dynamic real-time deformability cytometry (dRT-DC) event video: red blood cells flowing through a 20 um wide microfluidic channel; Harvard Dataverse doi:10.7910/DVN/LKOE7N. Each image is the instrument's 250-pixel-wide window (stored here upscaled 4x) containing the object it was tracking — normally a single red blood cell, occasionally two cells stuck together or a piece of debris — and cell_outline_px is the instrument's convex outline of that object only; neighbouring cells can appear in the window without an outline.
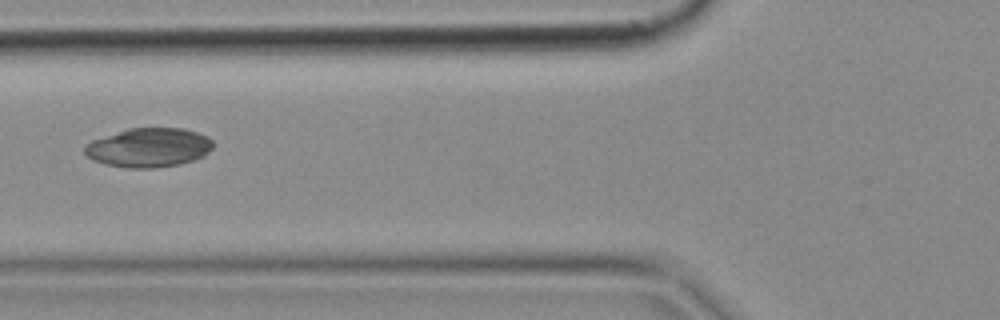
{"species": "common noctule bat (a hibernating species)", "species_latin": "Nyctalus noctula", "temperature_condition": "cold", "stored_images_in_passage": 6, "camera_frame_rate_fps": 3000, "um_per_image_px": 0.085, "animal": {"sex": "female", "body_mass_g": 18.4}, "frame": {"image": 1, "passage_image": 5, "time_ms": 1.333, "image_size_px": [1000, 320], "cell_outline_px": [[212, 148], [204, 156], [180, 164], [152, 168], [128, 168], [104, 164], [92, 160], [84, 152], [84, 144], [92, 140], [128, 128], [184, 128], [208, 136], [212, 140]], "centroid_in_image_um": [12.62, 12.54], "position_along_channel_um": 113.2, "area_um2": 29.36}}
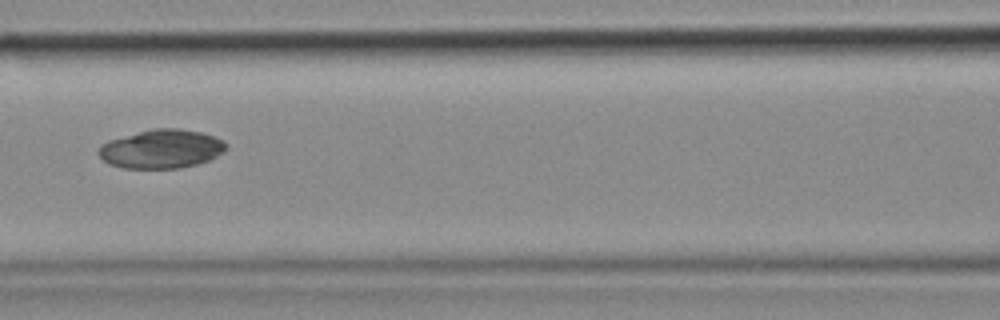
{"frame": {"image": 2, "passage_image": 6, "time_ms": 1.667, "image_size_px": [1000, 320], "cell_outline_px": [[228, 148], [224, 152], [208, 160], [196, 164], [180, 168], [124, 168], [108, 164], [96, 152], [100, 144], [108, 140], [152, 128], [180, 128], [204, 132], [216, 136], [224, 140], [228, 144]], "centroid_in_image_um": [13.74, 12.64], "position_along_channel_um": 152.9, "area_um2": 29.25}}